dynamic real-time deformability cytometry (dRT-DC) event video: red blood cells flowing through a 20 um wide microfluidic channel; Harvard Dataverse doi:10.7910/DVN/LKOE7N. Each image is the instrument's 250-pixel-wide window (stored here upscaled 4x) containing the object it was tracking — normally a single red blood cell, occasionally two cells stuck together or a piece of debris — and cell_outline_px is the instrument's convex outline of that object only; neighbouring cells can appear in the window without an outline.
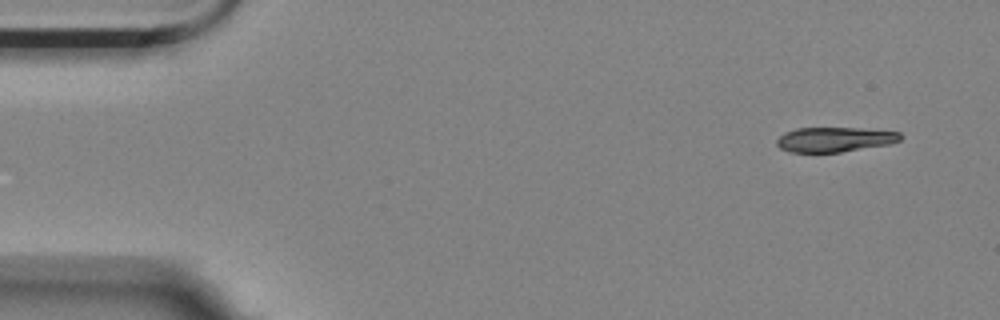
{"species": "Egyptian fruit bat (a non-hibernating species)", "species_latin": "Rousettus aegyptiacus", "temperature_condition": "room temperature", "stored_images_in_passage": 4, "camera_frame_rate_fps": 3000, "um_per_image_px": 0.085, "animal": {"sex": "female"}, "frame": {"image": 1, "passage_image": 1, "time_ms": 0.0, "image_size_px": [1000, 320], "cell_outline_px": [[904, 136], [900, 140], [888, 144], [840, 152], [788, 152], [780, 148], [776, 144], [776, 140], [784, 132], [796, 128], [860, 128], [900, 132]], "centroid_in_image_um": [70.92, 11.85], "position_along_channel_um": 14.1, "area_um2": 17.86}}
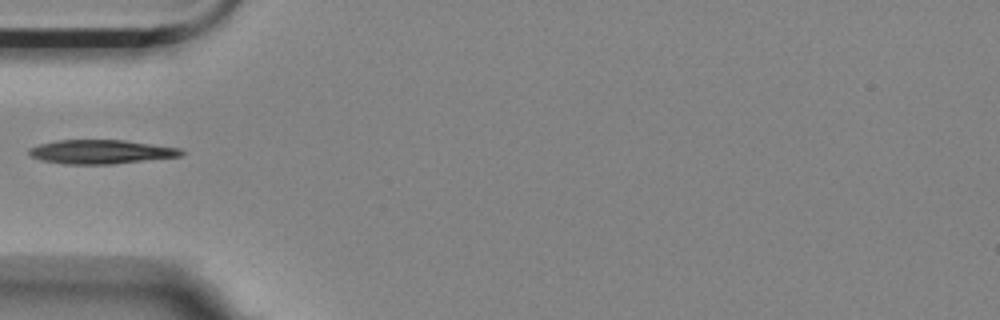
{"frame": {"image": 2, "passage_image": 4, "time_ms": 1.0, "image_size_px": [1000, 320], "cell_outline_px": [[184, 152], [180, 156], [112, 164], [64, 164], [40, 160], [32, 156], [28, 152], [28, 148], [40, 144], [56, 140], [124, 140], [180, 148]], "centroid_in_image_um": [8.54, 12.9], "position_along_channel_um": 76.5, "area_um2": 21.15}}